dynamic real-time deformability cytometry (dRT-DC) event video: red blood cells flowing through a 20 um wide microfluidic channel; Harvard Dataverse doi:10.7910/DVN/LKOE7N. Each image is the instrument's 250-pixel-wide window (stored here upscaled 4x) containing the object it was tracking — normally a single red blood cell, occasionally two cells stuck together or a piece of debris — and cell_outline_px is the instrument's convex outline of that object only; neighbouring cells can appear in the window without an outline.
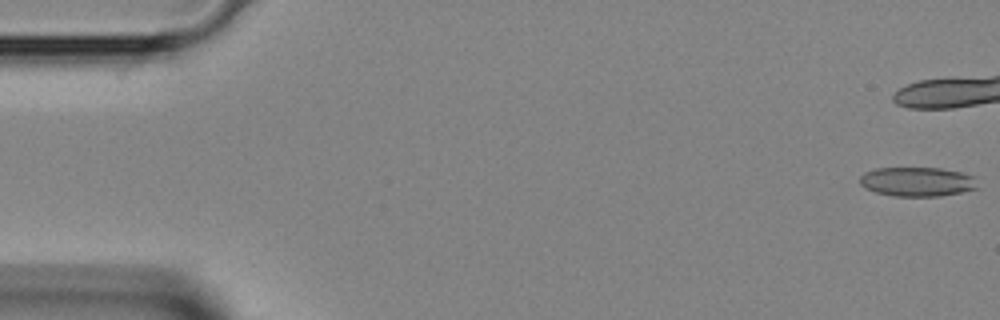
{"species": "Egyptian fruit bat (a non-hibernating species)", "species_latin": "Rousettus aegyptiacus", "temperature_condition": "room temperature", "stored_images_in_passage": 8, "camera_frame_rate_fps": 3000, "um_per_image_px": 0.085, "animal": {"sex": "female"}, "frame": {"image": 1, "passage_image": 1, "time_ms": 0.0, "image_size_px": [1000, 320], "cell_outline_px": [[976, 188], [960, 192], [940, 196], [896, 196], [876, 192], [864, 188], [860, 184], [860, 176], [864, 172], [876, 168], [940, 168], [960, 172], [972, 176]], "centroid_in_image_um": [77.89, 15.44], "position_along_channel_um": 7.1, "area_um2": 19.83}}